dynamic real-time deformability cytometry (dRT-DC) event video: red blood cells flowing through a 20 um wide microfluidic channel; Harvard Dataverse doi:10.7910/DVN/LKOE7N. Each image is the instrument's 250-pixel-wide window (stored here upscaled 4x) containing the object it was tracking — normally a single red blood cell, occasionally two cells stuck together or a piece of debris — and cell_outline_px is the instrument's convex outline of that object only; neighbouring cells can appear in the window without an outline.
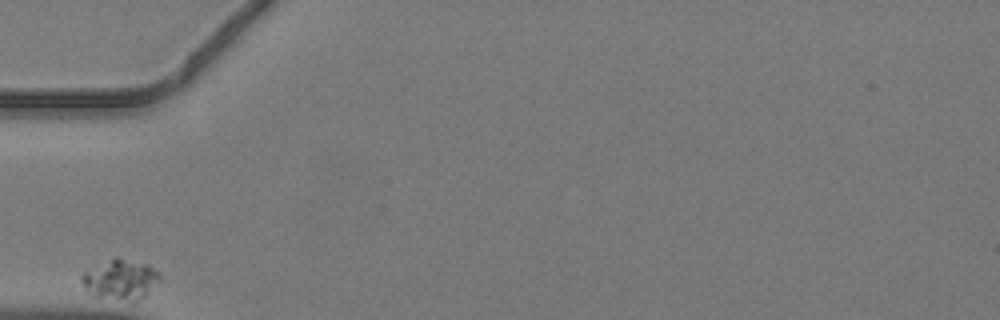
{"species": "common noctule bat (a hibernating species)", "species_latin": "Nyctalus noctula", "temperature_condition": "warm", "stored_images_in_passage": 25, "camera_frame_rate_fps": 3000, "um_per_image_px": 0.085, "animal": {"sex": "male", "body_mass_g": 19.2, "forearm_length_mm": 51.8}, "frame": {"image": 1, "passage_image": 1, "time_ms": 0.0, "image_size_px": [1000, 320], "cell_outline_px": [[160, 280], [144, 296], [132, 304], [92, 296], [84, 288], [80, 280], [80, 276], [84, 272], [112, 260], [120, 260], [148, 264], [160, 276]], "centroid_in_image_um": [10.21, 23.87], "position_along_channel_um": 74.8, "area_um2": 17.92}}
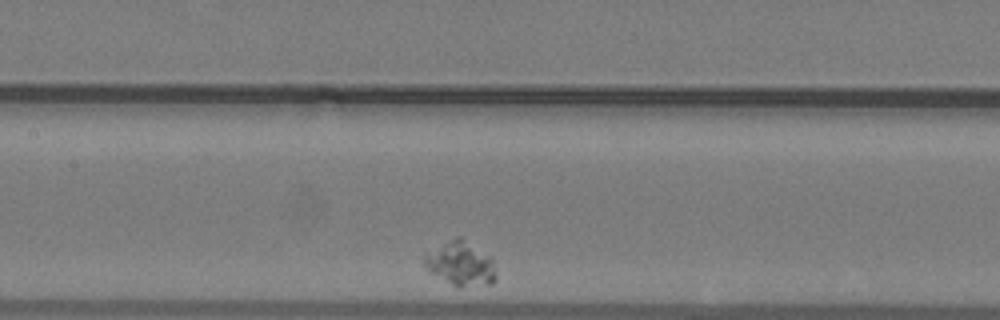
{"frame": {"image": 2, "passage_image": 9, "time_ms": 2.667, "image_size_px": [1000, 320], "cell_outline_px": [[496, 280], [492, 284], [460, 288], [456, 288], [432, 272], [424, 264], [424, 252], [456, 236], [460, 236], [488, 256], [492, 260], [496, 276]], "centroid_in_image_um": [39.14, 22.42], "position_along_channel_um": 168.3, "area_um2": 18.44}}
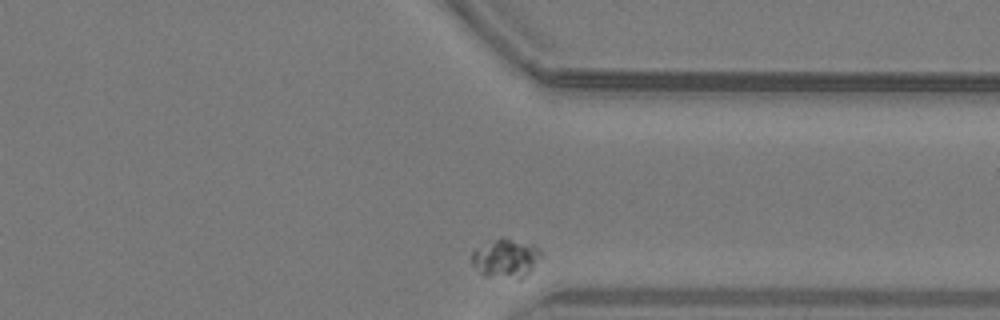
{"frame": {"image": 3, "passage_image": 25, "time_ms": 8.0, "image_size_px": [1000, 320], "cell_outline_px": [[540, 256], [532, 268], [520, 280], [516, 280], [484, 276], [472, 264], [472, 252], [476, 248], [500, 236], [504, 236], [532, 244], [540, 248]], "centroid_in_image_um": [42.97, 21.95], "position_along_channel_um": 368.4, "area_um2": 15.9}}